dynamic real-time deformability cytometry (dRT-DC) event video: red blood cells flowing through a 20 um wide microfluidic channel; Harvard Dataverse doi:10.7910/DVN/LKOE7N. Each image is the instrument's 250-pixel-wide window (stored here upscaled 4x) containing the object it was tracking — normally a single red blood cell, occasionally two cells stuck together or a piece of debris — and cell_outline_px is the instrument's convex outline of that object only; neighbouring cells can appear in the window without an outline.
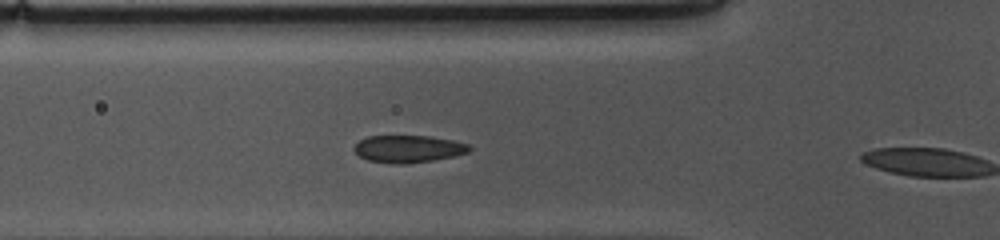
{"species": "common noctule bat (a hibernating species)", "species_latin": "Nyctalus noctula", "temperature_condition": "cold", "stored_images_in_passage": 10, "camera_frame_rate_fps": 3000, "um_per_image_px": 0.085, "animal": {"sex": "female", "body_mass_g": 10.0, "forearm_length_mm": 53.1}, "frame": {"image": 1, "passage_image": 9, "time_ms": 2.667, "image_size_px": [1000, 240], "cell_outline_px": [[472, 148], [468, 152], [456, 156], [432, 160], [404, 164], [396, 164], [368, 160], [360, 156], [352, 148], [360, 140], [368, 136], [428, 136], [456, 140], [468, 144]], "centroid_in_image_um": [34.73, 12.65], "position_along_channel_um": 91.1, "area_um2": 18.32}}